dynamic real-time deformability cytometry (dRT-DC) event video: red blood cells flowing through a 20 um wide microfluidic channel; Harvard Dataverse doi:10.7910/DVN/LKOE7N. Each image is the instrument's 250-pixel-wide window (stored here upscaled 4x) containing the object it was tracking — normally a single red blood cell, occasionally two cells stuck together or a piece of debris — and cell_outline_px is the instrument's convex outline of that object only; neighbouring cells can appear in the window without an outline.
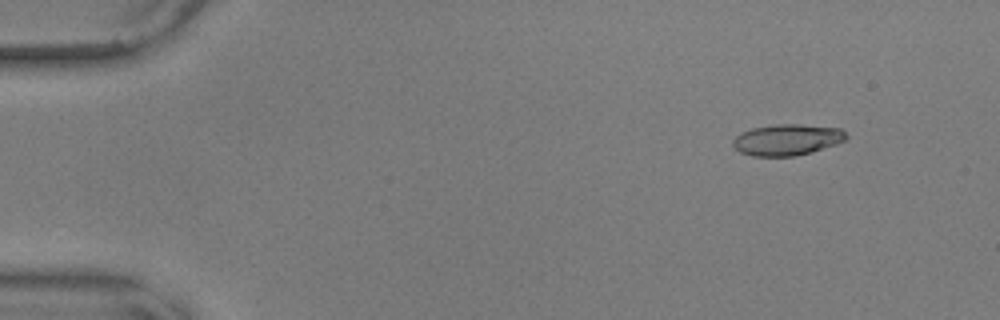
{"species": "common noctule bat (a hibernating species)", "species_latin": "Nyctalus noctula", "temperature_condition": "warm", "stored_images_in_passage": 31, "camera_frame_rate_fps": 3000, "um_per_image_px": 0.085, "animal": {"sex": "male", "body_mass_g": 17.9, "forearm_length_mm": 54.2}, "frame": {"image": 1, "passage_image": 6, "time_ms": 1.667, "image_size_px": [1000, 320], "cell_outline_px": [[848, 136], [844, 140], [836, 144], [812, 152], [796, 156], [752, 156], [740, 152], [732, 144], [732, 140], [740, 132], [752, 128], [776, 124], [800, 124], [840, 128]], "centroid_in_image_um": [66.88, 11.88], "position_along_channel_um": 18.1, "area_um2": 20.63}}
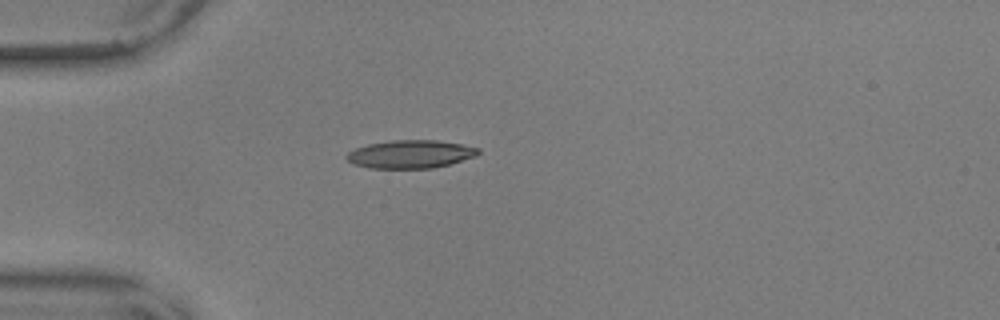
{"frame": {"image": 2, "passage_image": 16, "time_ms": 5.0, "image_size_px": [1000, 320], "cell_outline_px": [[480, 152], [476, 156], [448, 164], [432, 168], [368, 168], [352, 164], [344, 156], [348, 152], [356, 148], [368, 144], [392, 140], [436, 140], [460, 144], [480, 148]], "centroid_in_image_um": [34.86, 13.1], "position_along_channel_um": 50.1, "area_um2": 21.5}}
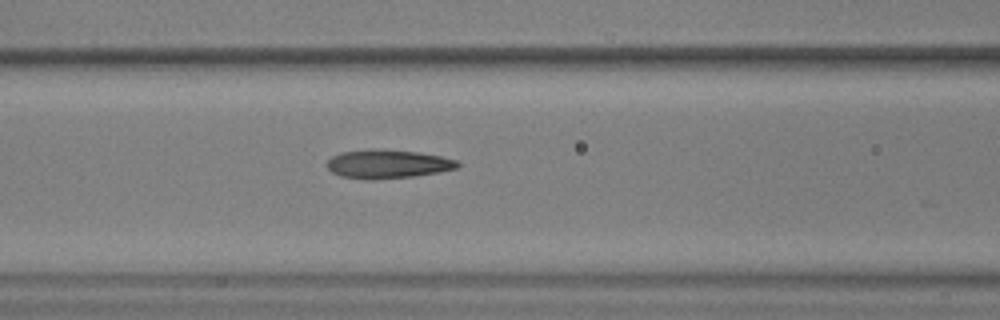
{"frame": {"image": 3, "passage_image": 24, "time_ms": 7.667, "image_size_px": [1000, 320], "cell_outline_px": [[460, 164], [456, 168], [440, 172], [416, 176], [372, 180], [364, 180], [340, 176], [332, 172], [328, 168], [328, 160], [332, 156], [340, 152], [368, 148], [372, 148], [416, 152], [440, 156], [456, 160]], "centroid_in_image_um": [32.91, 13.94], "position_along_channel_um": 133.7, "area_um2": 22.02}}